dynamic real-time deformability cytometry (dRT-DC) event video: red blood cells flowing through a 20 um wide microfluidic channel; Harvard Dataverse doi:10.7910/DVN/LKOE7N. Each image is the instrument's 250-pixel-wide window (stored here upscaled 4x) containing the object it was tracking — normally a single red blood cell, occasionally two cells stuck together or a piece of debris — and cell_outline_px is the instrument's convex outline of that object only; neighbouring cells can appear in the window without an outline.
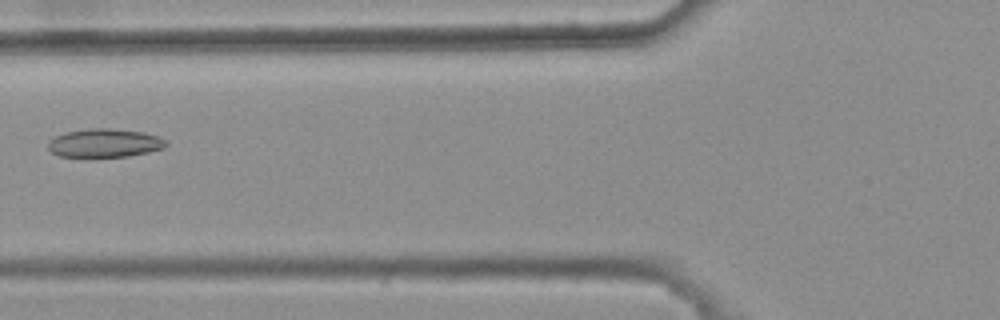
{"species": "common noctule bat (a hibernating species)", "species_latin": "Nyctalus noctula", "temperature_condition": "warm", "stored_images_in_passage": 8, "camera_frame_rate_fps": 3000, "um_per_image_px": 0.085, "animal": {"sex": "female", "body_mass_g": 25.1}, "frame": {"image": 1, "passage_image": 6, "time_ms": 1.667, "image_size_px": [1000, 320], "cell_outline_px": [[168, 144], [164, 148], [148, 152], [128, 156], [92, 160], [84, 160], [60, 156], [52, 152], [48, 148], [48, 140], [64, 132], [88, 128], [112, 128], [144, 132], [156, 136], [164, 140]], "centroid_in_image_um": [8.82, 12.2], "position_along_channel_um": 117.0, "area_um2": 20.58}}
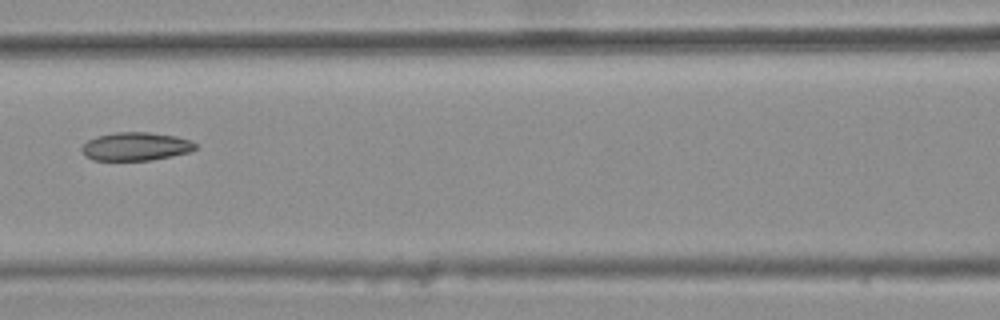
{"frame": {"image": 2, "passage_image": 7, "time_ms": 2.0, "image_size_px": [1000, 320], "cell_outline_px": [[196, 148], [188, 152], [172, 156], [152, 160], [92, 160], [84, 156], [80, 148], [88, 140], [96, 136], [116, 132], [148, 132], [176, 136], [192, 140], [196, 144]], "centroid_in_image_um": [11.52, 12.45], "position_along_channel_um": 155.1, "area_um2": 18.84}}
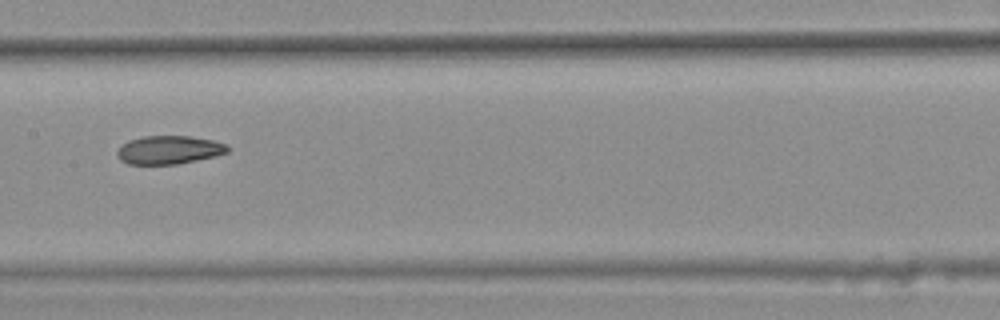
{"frame": {"image": 3, "passage_image": 8, "time_ms": 2.333, "image_size_px": [1000, 320], "cell_outline_px": [[228, 152], [216, 156], [176, 164], [128, 164], [120, 160], [116, 152], [128, 140], [144, 136], [192, 136], [212, 140], [228, 144]], "centroid_in_image_um": [14.38, 12.74], "position_along_channel_um": 193.0, "area_um2": 18.21}}